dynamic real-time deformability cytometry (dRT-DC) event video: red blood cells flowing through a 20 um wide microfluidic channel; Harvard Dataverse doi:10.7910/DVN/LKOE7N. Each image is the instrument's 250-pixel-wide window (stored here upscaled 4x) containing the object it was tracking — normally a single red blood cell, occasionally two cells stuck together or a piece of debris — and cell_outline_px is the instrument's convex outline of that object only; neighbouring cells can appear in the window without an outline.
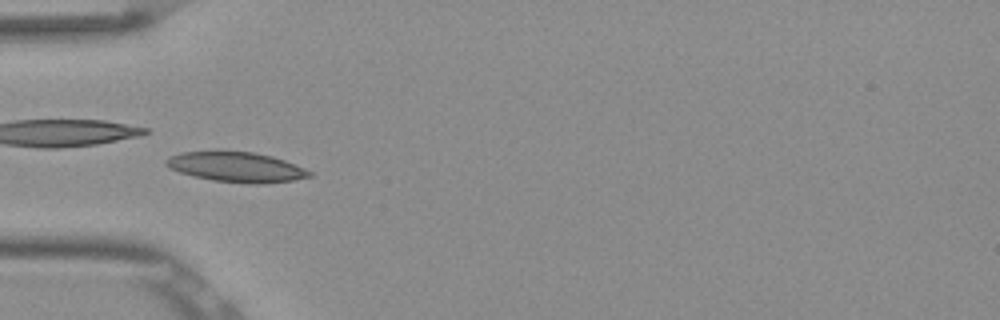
{"species": "Egyptian fruit bat (a non-hibernating species)", "species_latin": "Rousettus aegyptiacus", "temperature_condition": "room temperature", "stored_images_in_passage": 45, "camera_frame_rate_fps": 3000, "um_per_image_px": 0.085, "frame": {"image": 1, "passage_image": 9, "time_ms": 2.667, "image_size_px": [1000, 320], "cell_outline_px": [[312, 176], [292, 180], [260, 184], [256, 184], [212, 180], [180, 172], [168, 168], [164, 164], [164, 160], [168, 156], [180, 152], [252, 152], [272, 156], [284, 160], [304, 168], [312, 172]], "centroid_in_image_um": [20.06, 14.2], "position_along_channel_um": 64.9, "area_um2": 24.74}}
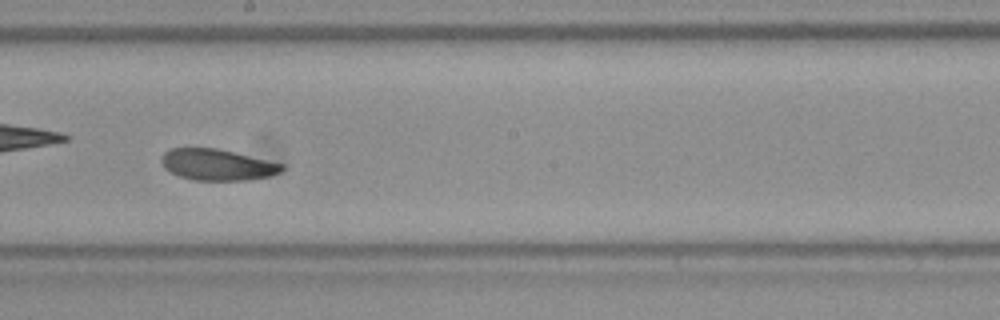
{"frame": {"image": 2, "passage_image": 22, "time_ms": 7.0, "image_size_px": [1000, 320], "cell_outline_px": [[284, 168], [280, 172], [268, 176], [244, 180], [192, 180], [180, 176], [164, 168], [160, 160], [164, 152], [172, 148], [216, 148], [284, 164]], "centroid_in_image_um": [18.44, 14.0], "position_along_channel_um": 229.8, "area_um2": 21.68}}
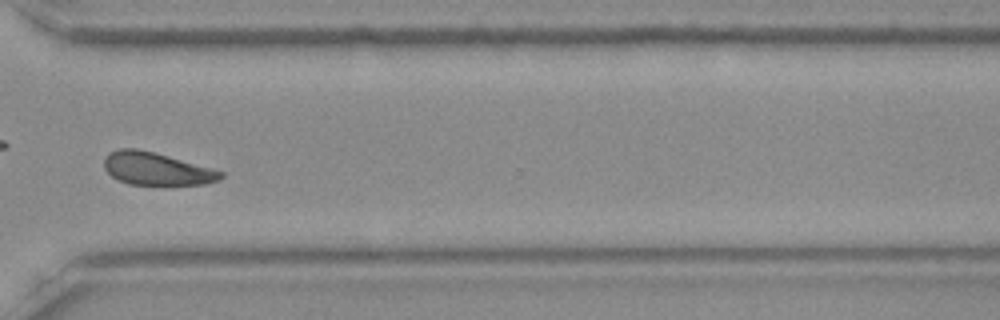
{"frame": {"image": 3, "passage_image": 32, "time_ms": 10.333, "image_size_px": [1000, 320], "cell_outline_px": [[224, 176], [220, 180], [204, 184], [128, 184], [112, 176], [104, 168], [104, 160], [108, 152], [120, 148], [136, 148], [168, 156], [212, 168], [224, 172]], "centroid_in_image_um": [13.3, 14.34], "position_along_channel_um": 357.3, "area_um2": 21.96}, "authors_computed_cell_mechanics": {"area_um2": 22.6576, "velocity_mm_per_s": 3.8229, "shape_relaxation_time_tau1_ms": 4.5228, "shape_relaxation_time_tau2_ms": 3.7964, "deformation_change_tau1": 0.0856, "deformation_change_tau2": 0.0854}}